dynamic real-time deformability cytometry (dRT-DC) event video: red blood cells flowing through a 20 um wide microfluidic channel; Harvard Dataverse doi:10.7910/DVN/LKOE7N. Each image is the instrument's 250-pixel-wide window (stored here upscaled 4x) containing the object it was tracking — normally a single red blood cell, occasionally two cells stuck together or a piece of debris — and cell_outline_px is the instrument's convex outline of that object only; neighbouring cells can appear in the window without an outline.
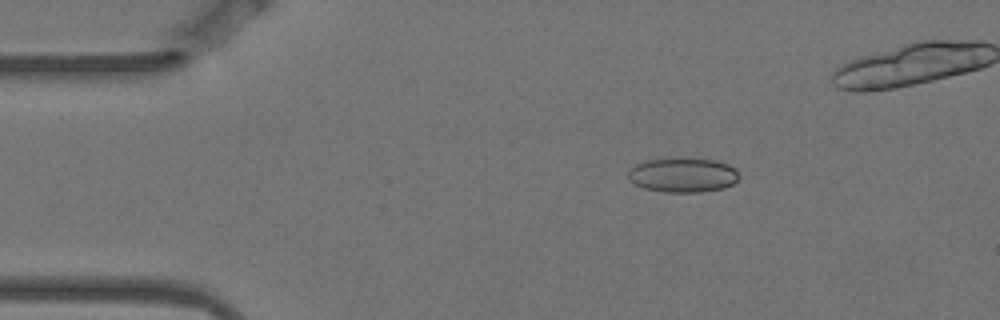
{"species": "Egyptian fruit bat (a non-hibernating species)", "species_latin": "Rousettus aegyptiacus", "temperature_condition": "warm", "stored_images_in_passage": 6, "camera_frame_rate_fps": 3000, "um_per_image_px": 0.085, "animal": {"sex": "female"}, "frame": {"image": 1, "passage_image": 3, "time_ms": 0.667, "image_size_px": [1000, 320], "cell_outline_px": [[740, 176], [732, 184], [724, 188], [700, 192], [664, 192], [644, 188], [628, 180], [628, 172], [636, 164], [644, 160], [680, 156], [716, 160], [728, 164], [736, 168]], "centroid_in_image_um": [58.05, 14.84], "position_along_channel_um": 27.0, "area_um2": 22.89}}